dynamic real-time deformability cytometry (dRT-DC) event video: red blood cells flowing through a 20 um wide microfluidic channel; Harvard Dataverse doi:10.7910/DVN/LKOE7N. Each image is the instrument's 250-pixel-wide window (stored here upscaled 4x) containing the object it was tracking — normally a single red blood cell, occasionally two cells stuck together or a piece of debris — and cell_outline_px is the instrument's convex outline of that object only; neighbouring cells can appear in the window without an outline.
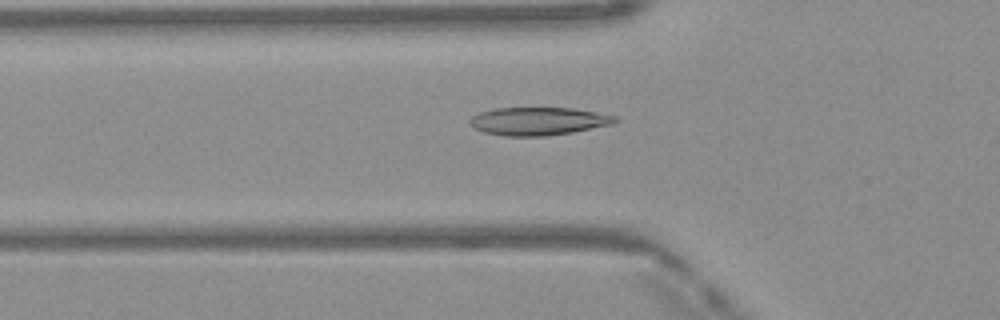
{"species": "Egyptian fruit bat (a non-hibernating species)", "species_latin": "Rousettus aegyptiacus", "temperature_condition": "warm", "stored_images_in_passage": 34, "camera_frame_rate_fps": 3000, "um_per_image_px": 0.085, "frame": {"image": 1, "passage_image": 2, "time_ms": 0.333, "image_size_px": [1000, 320], "cell_outline_px": [[616, 120], [612, 124], [572, 132], [544, 136], [504, 136], [484, 132], [472, 128], [468, 120], [472, 116], [480, 112], [496, 108], [572, 108], [596, 112], [616, 116]], "centroid_in_image_um": [45.7, 10.3], "position_along_channel_um": 80.1, "area_um2": 23.58}}
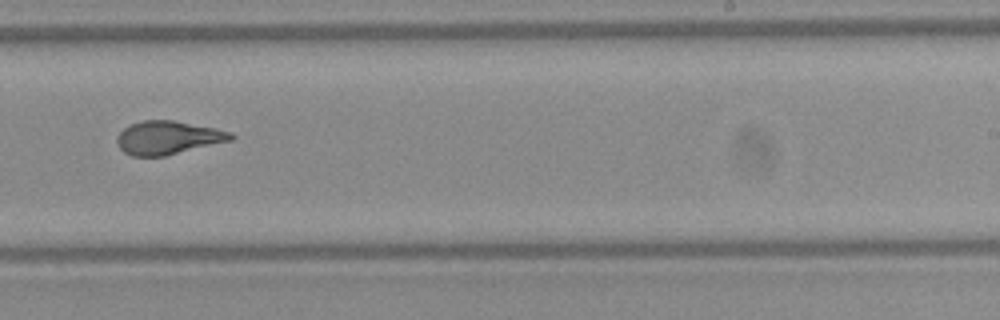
{"frame": {"image": 2, "passage_image": 16, "time_ms": 5.0, "image_size_px": [1000, 320], "cell_outline_px": [[236, 136], [232, 140], [164, 156], [132, 156], [124, 152], [120, 148], [116, 140], [116, 136], [124, 128], [132, 124], [144, 120], [172, 120], [216, 128], [232, 132]], "centroid_in_image_um": [14.29, 11.7], "position_along_channel_um": 274.7, "area_um2": 22.08}}
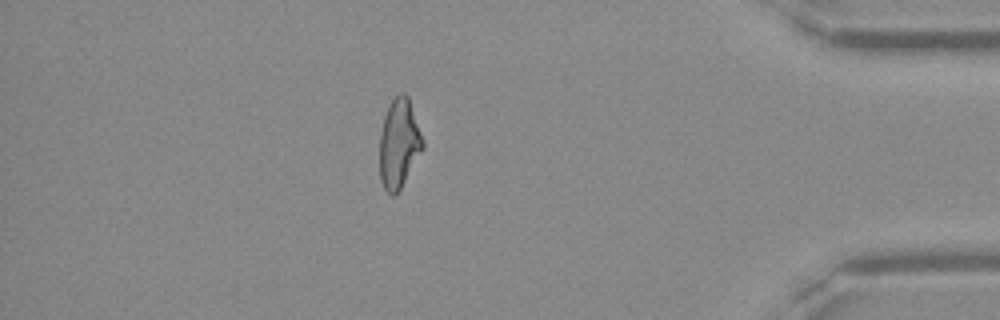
{"frame": {"image": 3, "passage_image": 28, "time_ms": 9.0, "image_size_px": [1000, 320], "cell_outline_px": [[424, 148], [400, 188], [392, 196], [384, 188], [380, 180], [380, 136], [384, 116], [392, 100], [400, 92], [404, 92], [408, 96], [424, 140]], "centroid_in_image_um": [33.92, 12.18], "position_along_channel_um": 401.3, "area_um2": 22.2}, "authors_computed_cell_mechanics": {"area_um2": 22.3686, "velocity_mm_per_s": 4.1525, "shape_relaxation_time_tau1_ms": 6.3143, "shape_relaxation_time_tau2_ms": 1.2752, "deformation_change_tau1": 0.2122, "deformation_change_tau2": 0.0663}}